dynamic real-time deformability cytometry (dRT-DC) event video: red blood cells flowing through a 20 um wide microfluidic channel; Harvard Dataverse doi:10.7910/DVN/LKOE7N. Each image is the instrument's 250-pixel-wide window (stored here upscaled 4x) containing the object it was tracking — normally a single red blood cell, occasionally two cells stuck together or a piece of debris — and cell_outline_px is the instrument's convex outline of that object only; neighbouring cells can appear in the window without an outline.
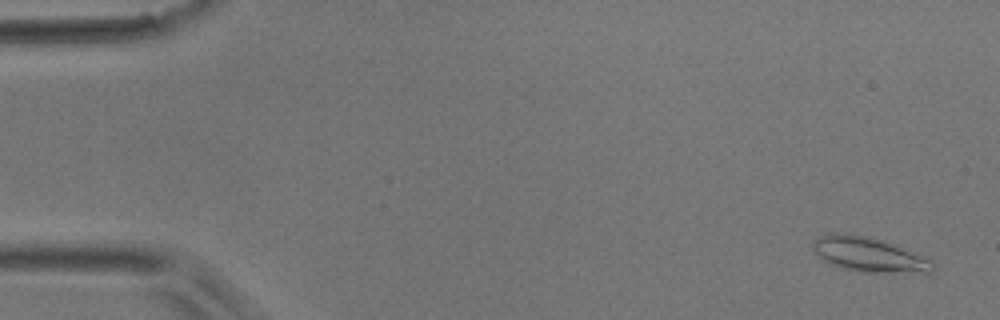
{"species": "common noctule bat (a hibernating species)", "species_latin": "Nyctalus noctula", "temperature_condition": "room temperature", "stored_images_in_passage": 50, "camera_frame_rate_fps": 3000, "um_per_image_px": 0.085, "animal": {"sex": "male", "body_mass_g": 17.9}, "frame": {"image": 1, "passage_image": 2, "time_ms": 0.333, "image_size_px": [1000, 320], "cell_outline_px": [[936, 268], [932, 272], [856, 272], [840, 268], [824, 260], [812, 248], [812, 240], [820, 236], [836, 232], [844, 232], [872, 236], [900, 244], [932, 260], [936, 264]], "centroid_in_image_um": [73.91, 21.61], "position_along_channel_um": 11.1, "area_um2": 24.97}}
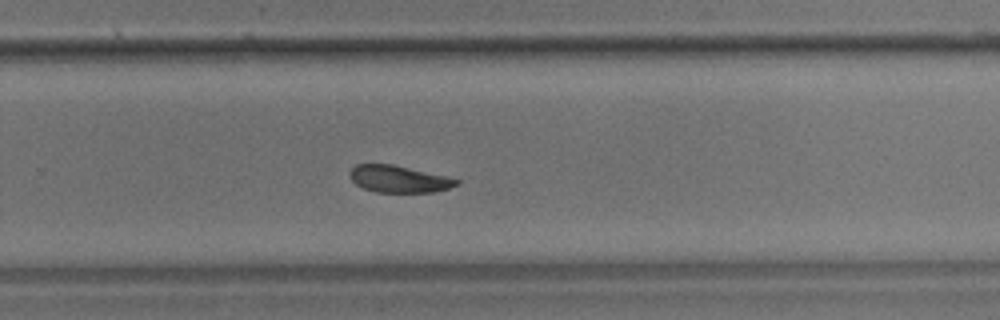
{"frame": {"image": 2, "passage_image": 33, "time_ms": 10.667, "image_size_px": [1000, 320], "cell_outline_px": [[460, 184], [448, 188], [432, 192], [376, 192], [364, 188], [356, 184], [348, 176], [348, 172], [356, 164], [392, 164], [448, 176], [460, 180]], "centroid_in_image_um": [33.9, 15.21], "position_along_channel_um": 295.9, "area_um2": 16.82}}
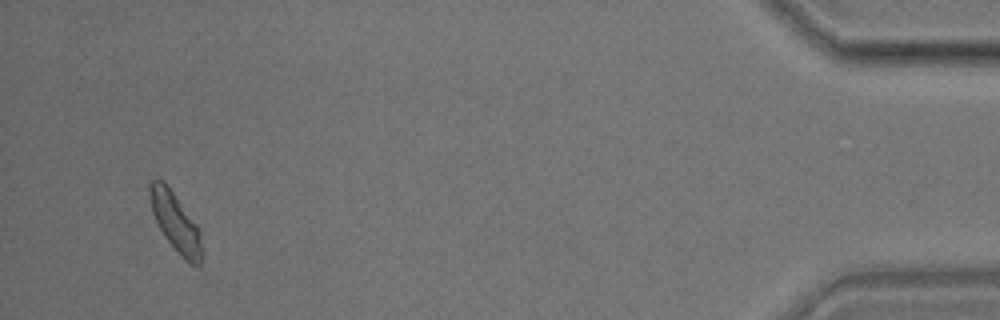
{"frame": {"image": 3, "passage_image": 48, "time_ms": 15.667, "image_size_px": [1000, 320], "cell_outline_px": [[200, 264], [192, 264], [184, 260], [168, 240], [160, 228], [152, 212], [148, 192], [148, 184], [152, 180], [164, 180], [200, 228]], "centroid_in_image_um": [14.89, 18.82], "position_along_channel_um": 420.3, "area_um2": 17.46}}